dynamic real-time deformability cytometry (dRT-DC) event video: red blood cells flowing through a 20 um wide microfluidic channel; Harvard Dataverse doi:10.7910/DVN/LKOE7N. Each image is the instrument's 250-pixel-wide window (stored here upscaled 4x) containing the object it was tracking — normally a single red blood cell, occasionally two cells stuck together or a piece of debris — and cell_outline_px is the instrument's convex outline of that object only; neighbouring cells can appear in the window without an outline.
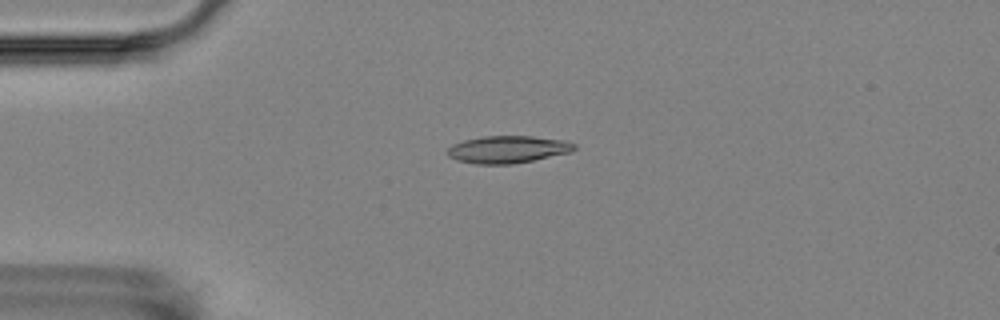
{"species": "Egyptian fruit bat (a non-hibernating species)", "species_latin": "Rousettus aegyptiacus", "temperature_condition": "room temperature", "stored_images_in_passage": 7, "camera_frame_rate_fps": 3000, "um_per_image_px": 0.085, "animal": {"sex": "female"}, "frame": {"image": 1, "passage_image": 4, "time_ms": 3.333, "image_size_px": [1000, 320], "cell_outline_px": [[576, 148], [568, 152], [532, 160], [512, 164], [476, 164], [456, 160], [448, 156], [444, 152], [452, 144], [464, 140], [484, 136], [532, 136], [564, 140], [576, 144]], "centroid_in_image_um": [43.09, 12.69], "position_along_channel_um": 41.9, "area_um2": 20.11}}